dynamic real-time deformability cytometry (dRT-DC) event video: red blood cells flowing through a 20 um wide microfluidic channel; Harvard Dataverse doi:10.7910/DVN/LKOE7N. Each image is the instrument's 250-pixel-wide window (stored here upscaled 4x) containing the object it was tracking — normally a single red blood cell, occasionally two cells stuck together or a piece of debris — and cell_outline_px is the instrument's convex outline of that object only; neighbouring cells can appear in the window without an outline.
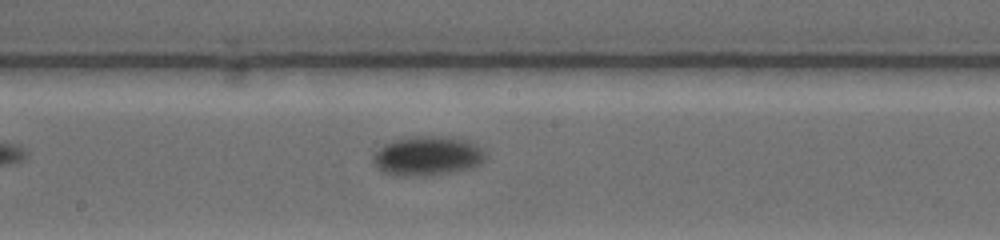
{"species": "common noctule bat (a hibernating species)", "species_latin": "Nyctalus noctula", "temperature_condition": "warm", "stored_images_in_passage": 43, "camera_frame_rate_fps": 4500, "um_per_image_px": 0.085, "animal": {"sex": "female", "body_mass_g": 19.0, "forearm_length_mm": 53.3}, "frame": {"image": 1, "passage_image": 8, "time_ms": 2.444, "image_size_px": [1000, 240], "cell_outline_px": [[480, 160], [464, 168], [424, 176], [396, 176], [384, 172], [376, 164], [376, 156], [388, 144], [404, 140], [456, 140], [472, 148], [480, 156]], "centroid_in_image_um": [36.14, 13.38], "position_along_channel_um": 212.1, "area_um2": 21.62}}
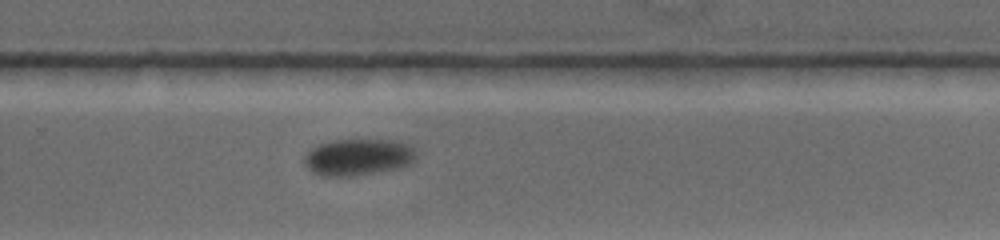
{"frame": {"image": 2, "passage_image": 16, "time_ms": 4.889, "image_size_px": [1000, 240], "cell_outline_px": [[412, 156], [408, 164], [400, 168], [352, 176], [324, 176], [312, 172], [308, 168], [304, 160], [308, 152], [324, 144], [336, 140], [364, 140], [404, 144], [412, 152]], "centroid_in_image_um": [30.33, 13.4], "position_along_channel_um": 299.5, "area_um2": 22.37}}
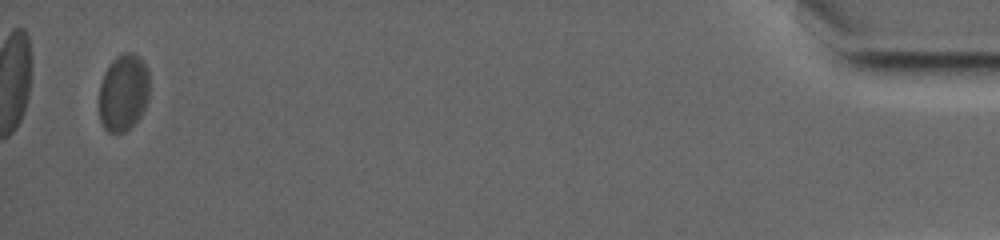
{"frame": {"image": 3, "passage_image": 39, "time_ms": 12.444, "image_size_px": [1000, 240], "cell_outline_px": [[148, 100], [140, 116], [124, 132], [108, 132], [104, 128], [100, 120], [100, 84], [104, 72], [112, 60], [116, 56], [124, 52], [132, 52], [140, 56], [144, 60], [148, 68]], "centroid_in_image_um": [10.5, 7.82], "position_along_channel_um": 424.7, "area_um2": 22.66}}